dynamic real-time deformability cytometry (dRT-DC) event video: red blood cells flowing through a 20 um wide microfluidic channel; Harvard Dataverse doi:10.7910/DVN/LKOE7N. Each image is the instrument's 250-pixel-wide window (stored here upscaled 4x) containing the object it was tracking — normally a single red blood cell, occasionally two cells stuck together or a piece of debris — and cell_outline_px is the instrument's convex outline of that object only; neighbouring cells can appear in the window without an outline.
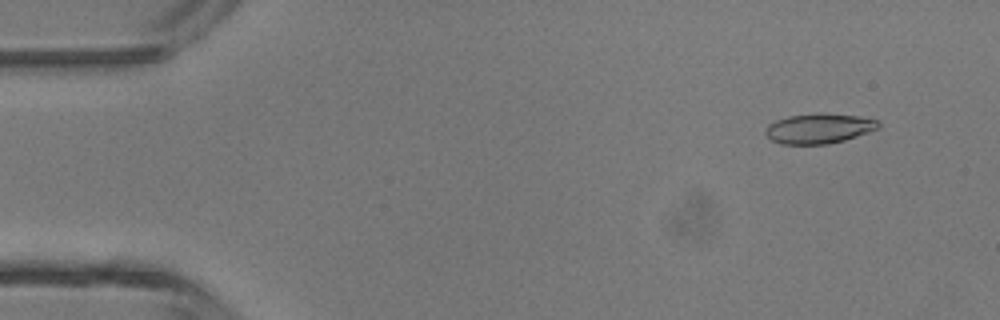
{"species": "common noctule bat (a hibernating species)", "species_latin": "Nyctalus noctula", "temperature_condition": "room temperature", "stored_images_in_passage": 8, "camera_frame_rate_fps": 3000, "um_per_image_px": 0.085, "animal": {"sex": "male", "body_mass_g": 13.3}, "frame": {"image": 1, "passage_image": 4, "time_ms": 1.0, "image_size_px": [1000, 320], "cell_outline_px": [[880, 128], [844, 140], [828, 144], [780, 144], [772, 140], [764, 132], [764, 128], [768, 124], [776, 120], [788, 116], [824, 112], [856, 116], [876, 120], [880, 124]], "centroid_in_image_um": [69.58, 10.91], "position_along_channel_um": 15.4, "area_um2": 19.77}}